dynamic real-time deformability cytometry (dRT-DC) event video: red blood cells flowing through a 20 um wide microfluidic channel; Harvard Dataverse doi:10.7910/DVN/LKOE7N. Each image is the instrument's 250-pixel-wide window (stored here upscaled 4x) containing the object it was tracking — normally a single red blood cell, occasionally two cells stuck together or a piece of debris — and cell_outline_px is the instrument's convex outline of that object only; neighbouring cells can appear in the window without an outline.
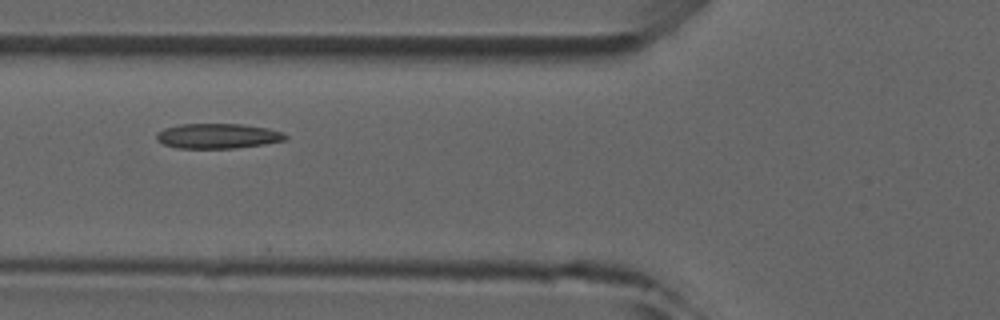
{"species": "common noctule bat (a hibernating species)", "species_latin": "Nyctalus noctula", "temperature_condition": "room temperature", "stored_images_in_passage": 5, "camera_frame_rate_fps": 3000, "um_per_image_px": 0.085, "animal": {"sex": "male", "forearm_length_mm": 52.5}, "frame": {"image": 1, "passage_image": 5, "time_ms": 5.333, "image_size_px": [1000, 320], "cell_outline_px": [[288, 136], [284, 140], [264, 144], [236, 148], [176, 148], [164, 144], [156, 140], [156, 132], [164, 128], [180, 124], [240, 124], [268, 128], [284, 132]], "centroid_in_image_um": [18.49, 11.56], "position_along_channel_um": 107.3, "area_um2": 18.84}}